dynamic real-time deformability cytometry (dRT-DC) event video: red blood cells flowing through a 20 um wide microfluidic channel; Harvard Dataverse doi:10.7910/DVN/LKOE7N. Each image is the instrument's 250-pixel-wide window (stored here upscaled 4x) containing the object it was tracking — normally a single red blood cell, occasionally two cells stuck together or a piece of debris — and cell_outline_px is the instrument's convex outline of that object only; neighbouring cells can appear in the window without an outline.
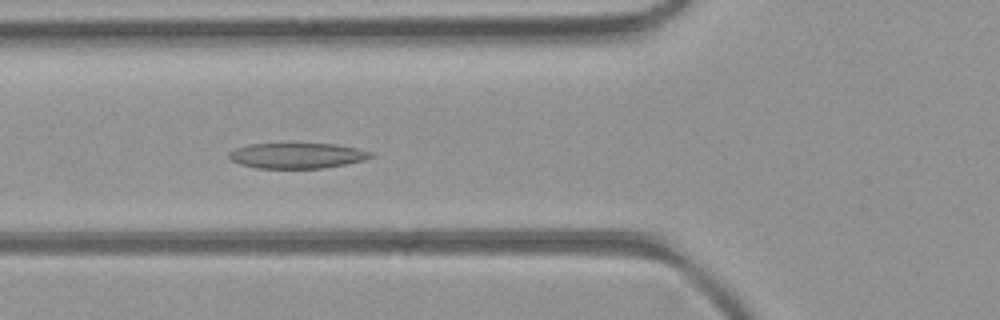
{"species": "common noctule bat (a hibernating species)", "species_latin": "Nyctalus noctula", "temperature_condition": "room temperature", "stored_images_in_passage": 37, "camera_frame_rate_fps": 3000, "um_per_image_px": 0.085, "animal": {"sex": "female", "body_mass_g": 21.9}, "frame": {"image": 1, "passage_image": 14, "time_ms": 4.333, "image_size_px": [1000, 320], "cell_outline_px": [[372, 156], [364, 160], [324, 168], [256, 168], [240, 164], [232, 160], [228, 156], [228, 152], [236, 148], [248, 144], [336, 144], [356, 148], [372, 152]], "centroid_in_image_um": [25.22, 13.23], "position_along_channel_um": 100.6, "area_um2": 20.87}}
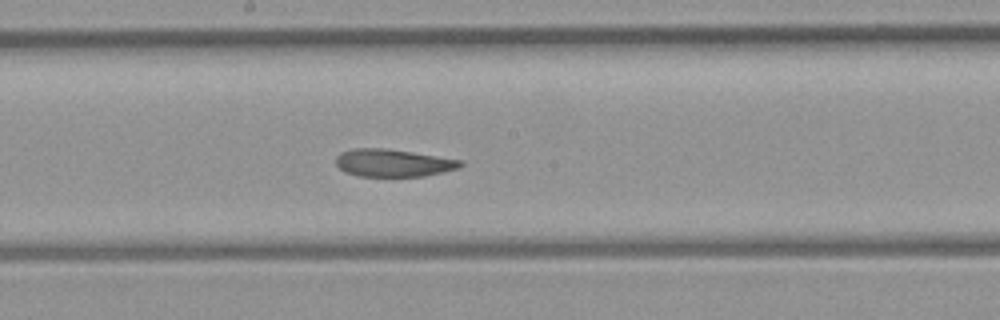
{"frame": {"image": 2, "passage_image": 22, "time_ms": 7.0, "image_size_px": [1000, 320], "cell_outline_px": [[464, 164], [456, 168], [444, 172], [424, 176], [360, 176], [344, 172], [336, 164], [336, 156], [340, 152], [352, 148], [384, 148], [460, 160]], "centroid_in_image_um": [33.35, 13.85], "position_along_channel_um": 214.8, "area_um2": 19.77}}
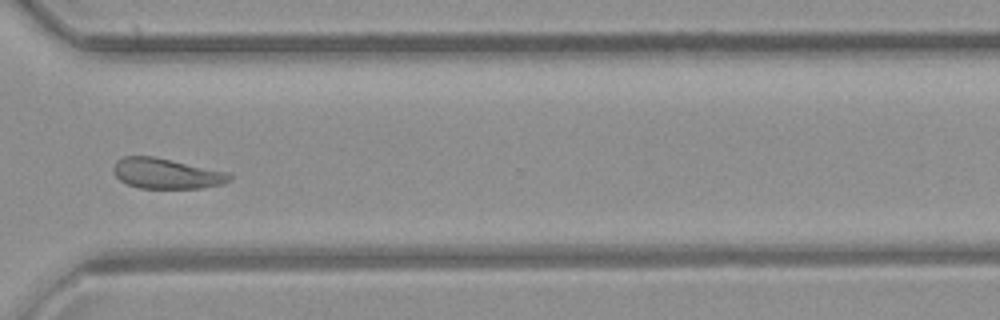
{"frame": {"image": 3, "passage_image": 32, "time_ms": 10.333, "image_size_px": [1000, 320], "cell_outline_px": [[232, 180], [224, 184], [200, 188], [140, 188], [128, 184], [120, 180], [112, 172], [112, 168], [116, 160], [124, 156], [152, 156], [228, 172], [232, 176]], "centroid_in_image_um": [14.14, 14.75], "position_along_channel_um": 356.5, "area_um2": 20.58}, "authors_computed_cell_mechanics": {"area_um2": 21.2704, "velocity_mm_per_s": 4.2606, "shape_relaxation_time_tau1_ms": null, "shape_relaxation_time_tau2_ms": 2.9911, "deformation_change_tau1": null, "deformation_change_tau2": 0.0946}}